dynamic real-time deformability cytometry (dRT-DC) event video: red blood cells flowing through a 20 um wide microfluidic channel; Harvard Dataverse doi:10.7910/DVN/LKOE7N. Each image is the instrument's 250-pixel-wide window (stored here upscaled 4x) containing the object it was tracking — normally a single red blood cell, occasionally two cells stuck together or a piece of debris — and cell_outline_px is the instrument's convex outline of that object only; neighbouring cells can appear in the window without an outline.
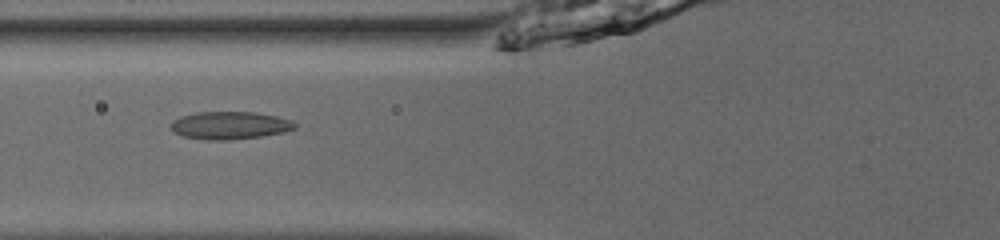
{"species": "common noctule bat (a hibernating species)", "species_latin": "Nyctalus noctula", "temperature_condition": "room temperature", "stored_images_in_passage": 25, "camera_frame_rate_fps": 3000, "um_per_image_px": 0.085, "animal": {"sex": "male", "body_mass_g": 13.0, "forearm_length_mm": 53.1}, "frame": {"image": 1, "passage_image": 6, "time_ms": 1.667, "image_size_px": [1000, 240], "cell_outline_px": [[296, 128], [284, 132], [260, 136], [228, 140], [208, 140], [184, 136], [172, 132], [172, 120], [180, 116], [196, 112], [256, 112], [276, 116], [292, 120], [296, 124]], "centroid_in_image_um": [19.53, 10.65], "position_along_channel_um": 106.3, "area_um2": 20.0}}
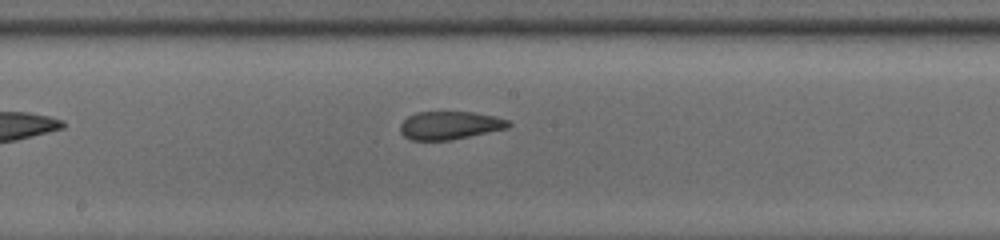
{"frame": {"image": 2, "passage_image": 14, "time_ms": 4.333, "image_size_px": [1000, 240], "cell_outline_px": [[512, 124], [508, 128], [452, 140], [412, 140], [404, 136], [400, 132], [400, 124], [408, 116], [416, 112], [472, 112], [496, 116], [508, 120]], "centroid_in_image_um": [38.24, 10.65], "position_along_channel_um": 210.0, "area_um2": 17.8}}
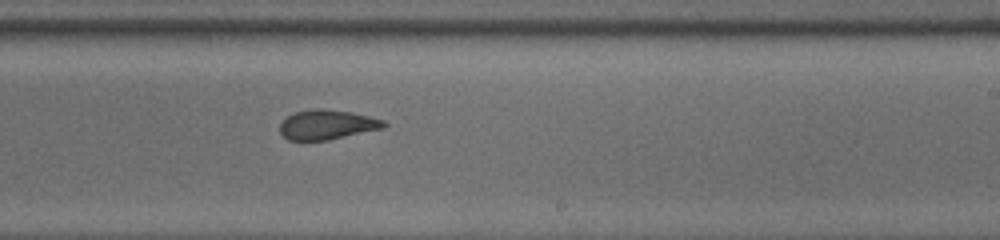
{"frame": {"image": 3, "passage_image": 18, "time_ms": 5.667, "image_size_px": [1000, 240], "cell_outline_px": [[388, 124], [384, 128], [328, 140], [288, 140], [280, 132], [280, 124], [288, 116], [296, 112], [316, 108], [324, 108], [352, 112], [384, 120]], "centroid_in_image_um": [27.83, 10.59], "position_along_channel_um": 261.2, "area_um2": 17.92}}